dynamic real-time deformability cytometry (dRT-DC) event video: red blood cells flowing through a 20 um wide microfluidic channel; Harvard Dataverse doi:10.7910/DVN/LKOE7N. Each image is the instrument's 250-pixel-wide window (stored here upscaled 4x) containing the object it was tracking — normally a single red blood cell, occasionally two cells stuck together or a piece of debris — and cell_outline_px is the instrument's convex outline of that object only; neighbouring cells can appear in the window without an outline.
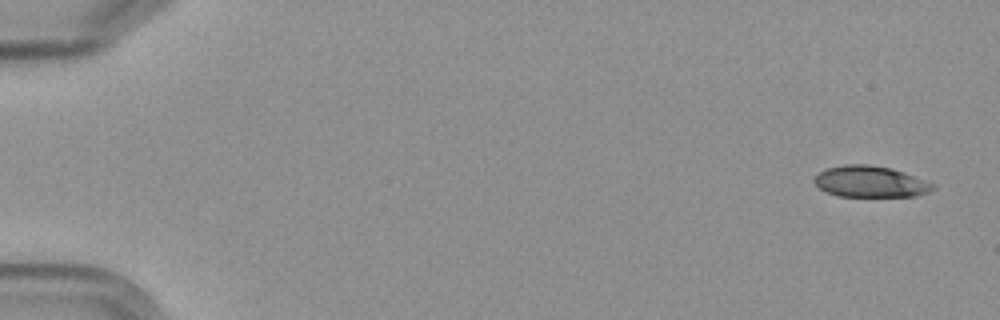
{"species": "Egyptian fruit bat (a non-hibernating species)", "species_latin": "Rousettus aegyptiacus", "temperature_condition": "cold", "stored_images_in_passage": 6, "camera_frame_rate_fps": 3000, "um_per_image_px": 0.085, "frame": {"image": 1, "passage_image": 1, "time_ms": 0.0, "image_size_px": [1000, 320], "cell_outline_px": [[936, 188], [928, 192], [916, 196], [836, 196], [824, 192], [812, 180], [820, 172], [828, 168], [844, 164], [868, 164], [892, 168], [904, 172], [936, 184]], "centroid_in_image_um": [73.99, 15.44], "position_along_channel_um": 11.0, "area_um2": 21.73}}
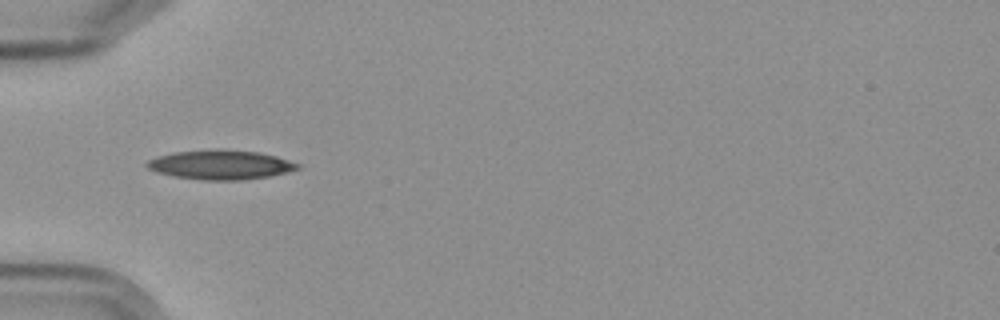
{"frame": {"image": 2, "passage_image": 5, "time_ms": 5.667, "image_size_px": [1000, 320], "cell_outline_px": [[300, 168], [288, 172], [268, 176], [244, 180], [204, 180], [176, 176], [156, 172], [148, 168], [144, 164], [148, 160], [160, 156], [176, 152], [260, 152], [276, 156], [300, 164]], "centroid_in_image_um": [18.79, 14.05], "position_along_channel_um": 66.2, "area_um2": 24.57}}
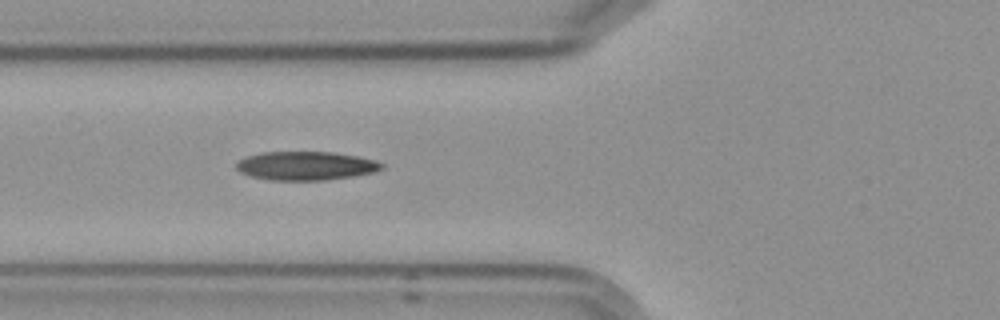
{"frame": {"image": 3, "passage_image": 6, "time_ms": 6.667, "image_size_px": [1000, 320], "cell_outline_px": [[384, 168], [372, 172], [352, 176], [324, 180], [268, 180], [252, 176], [240, 172], [236, 168], [236, 164], [240, 160], [248, 156], [264, 152], [332, 152], [356, 156], [376, 160], [384, 164]], "centroid_in_image_um": [26.0, 14.09], "position_along_channel_um": 99.8, "area_um2": 24.1}}